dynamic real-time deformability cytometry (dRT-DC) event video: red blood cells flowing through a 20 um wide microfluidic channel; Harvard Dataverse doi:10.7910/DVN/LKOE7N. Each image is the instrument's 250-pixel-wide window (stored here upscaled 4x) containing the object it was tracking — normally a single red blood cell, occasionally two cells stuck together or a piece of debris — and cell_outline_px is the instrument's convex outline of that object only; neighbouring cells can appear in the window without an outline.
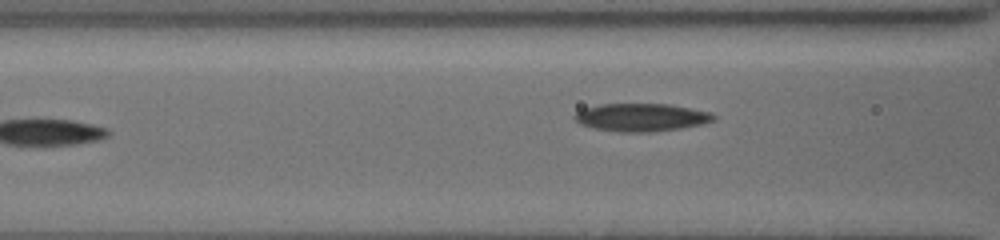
{"species": "common noctule bat (a hibernating species)", "species_latin": "Nyctalus noctula", "temperature_condition": "cold", "stored_images_in_passage": 18, "camera_frame_rate_fps": 3000, "um_per_image_px": 0.085, "animal": {"sex": "female", "body_mass_g": 19.5, "forearm_length_mm": 54.1}, "frame": {"image": 1, "passage_image": 16, "time_ms": 5.0, "image_size_px": [1000, 240], "cell_outline_px": [[716, 116], [712, 120], [700, 124], [680, 128], [652, 132], [620, 132], [592, 128], [580, 124], [572, 116], [576, 112], [584, 108], [600, 104], [668, 104], [708, 112]], "centroid_in_image_um": [54.43, 9.98], "position_along_channel_um": 112.2, "area_um2": 22.37}}